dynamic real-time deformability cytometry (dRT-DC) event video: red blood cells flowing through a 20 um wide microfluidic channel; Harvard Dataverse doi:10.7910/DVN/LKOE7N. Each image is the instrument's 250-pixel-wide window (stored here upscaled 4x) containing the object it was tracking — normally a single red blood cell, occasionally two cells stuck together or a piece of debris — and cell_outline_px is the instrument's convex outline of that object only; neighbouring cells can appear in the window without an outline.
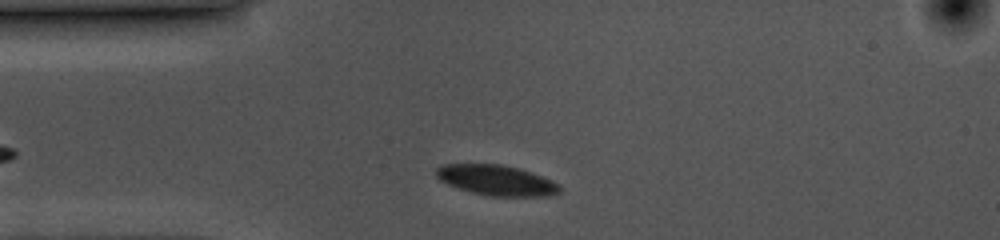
{"species": "common noctule bat (a hibernating species)", "species_latin": "Nyctalus noctula", "temperature_condition": "cold", "stored_images_in_passage": 35, "camera_frame_rate_fps": 3000, "um_per_image_px": 0.085, "animal": {"sex": "female", "body_mass_g": 10.0, "forearm_length_mm": 53.1}, "frame": {"image": 1, "passage_image": 4, "time_ms": 1.0, "image_size_px": [1000, 240], "cell_outline_px": [[560, 192], [552, 196], [492, 196], [472, 192], [448, 184], [440, 180], [436, 176], [436, 168], [444, 164], [500, 164], [520, 168], [552, 180], [560, 184]], "centroid_in_image_um": [42.24, 15.32], "position_along_channel_um": 42.8, "area_um2": 21.79}}
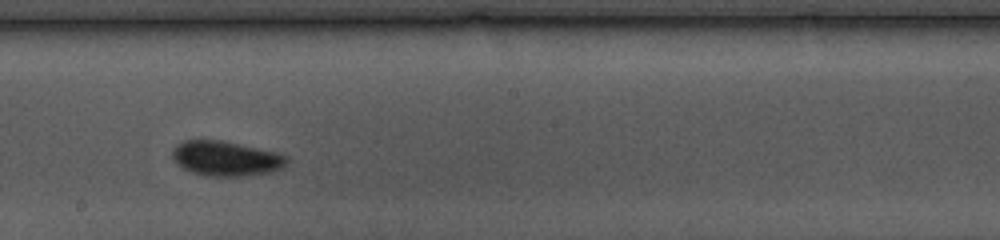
{"frame": {"image": 2, "passage_image": 21, "time_ms": 6.667, "image_size_px": [1000, 240], "cell_outline_px": [[288, 164], [284, 168], [272, 172], [244, 176], [208, 176], [192, 172], [184, 168], [172, 156], [172, 148], [176, 144], [184, 140], [220, 140], [276, 152], [288, 156]], "centroid_in_image_um": [19.25, 13.47], "position_along_channel_um": 229.0, "area_um2": 23.24}}
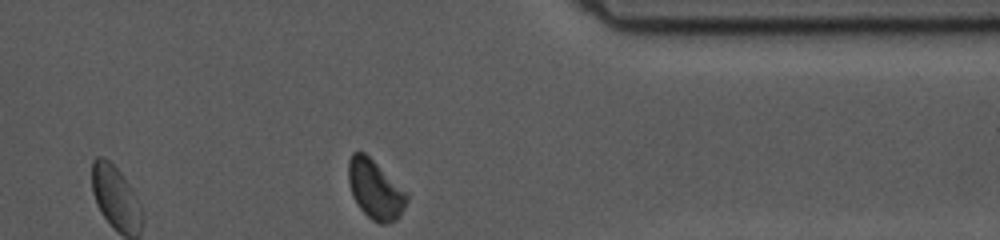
{"frame": {"image": 3, "passage_image": 35, "time_ms": 11.333, "image_size_px": [1000, 240], "cell_outline_px": [[408, 200], [400, 216], [396, 220], [388, 224], [380, 224], [372, 220], [360, 208], [352, 196], [348, 180], [348, 160], [352, 152], [364, 152], [408, 192]], "centroid_in_image_um": [31.9, 16.12], "position_along_channel_um": 379.5, "area_um2": 20.23}, "authors_computed_cell_mechanics": {"area_um2": 22.1952, "velocity_mm_per_s": 3.5167, "shape_relaxation_time_tau1_ms": 1.7343, "shape_relaxation_time_tau2_ms": null, "deformation_change_tau1": 0.0573, "deformation_change_tau2": null}}